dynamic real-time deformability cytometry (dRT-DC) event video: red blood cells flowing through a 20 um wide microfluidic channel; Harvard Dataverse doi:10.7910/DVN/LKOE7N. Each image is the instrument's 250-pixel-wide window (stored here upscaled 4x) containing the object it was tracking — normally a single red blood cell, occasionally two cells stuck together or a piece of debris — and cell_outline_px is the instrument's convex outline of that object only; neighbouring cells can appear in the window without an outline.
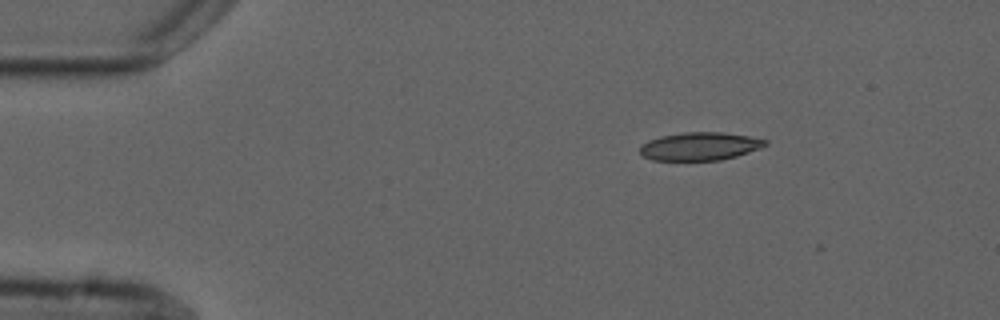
{"species": "common noctule bat (a hibernating species)", "species_latin": "Nyctalus noctula", "temperature_condition": "cold", "stored_images_in_passage": 2, "camera_frame_rate_fps": 3000, "um_per_image_px": 0.085, "animal": {"sex": "male", "forearm_length_mm": 52.5}, "frame": {"image": 1, "passage_image": 2, "time_ms": 1.333, "image_size_px": [1000, 320], "cell_outline_px": [[768, 144], [760, 148], [736, 156], [720, 160], [652, 160], [644, 156], [640, 152], [640, 144], [648, 140], [660, 136], [684, 132], [724, 132], [748, 136], [768, 140]], "centroid_in_image_um": [59.48, 12.43], "position_along_channel_um": 25.5, "area_um2": 20.52}}